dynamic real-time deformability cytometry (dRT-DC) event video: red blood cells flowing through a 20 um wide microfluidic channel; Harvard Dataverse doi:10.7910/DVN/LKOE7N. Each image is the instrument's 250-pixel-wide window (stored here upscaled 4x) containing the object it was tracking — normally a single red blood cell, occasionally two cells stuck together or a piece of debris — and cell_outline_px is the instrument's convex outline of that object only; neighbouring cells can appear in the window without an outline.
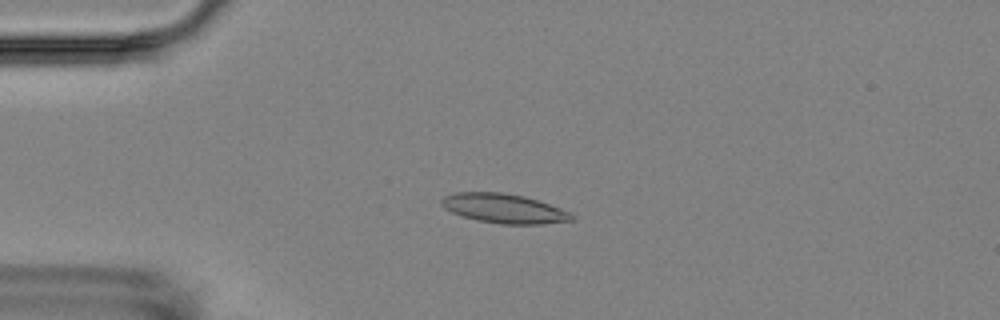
{"species": "Egyptian fruit bat (a non-hibernating species)", "species_latin": "Rousettus aegyptiacus", "temperature_condition": "room temperature", "stored_images_in_passage": 5, "camera_frame_rate_fps": 3000, "um_per_image_px": 0.085, "animal": {"sex": "female"}, "frame": {"image": 1, "passage_image": 5, "time_ms": 4.333, "image_size_px": [1000, 320], "cell_outline_px": [[576, 220], [540, 224], [500, 224], [476, 220], [460, 216], [444, 208], [440, 204], [440, 200], [444, 196], [456, 192], [500, 192], [524, 196], [572, 212], [576, 216]], "centroid_in_image_um": [42.84, 17.73], "position_along_channel_um": 42.2, "area_um2": 22.48}}